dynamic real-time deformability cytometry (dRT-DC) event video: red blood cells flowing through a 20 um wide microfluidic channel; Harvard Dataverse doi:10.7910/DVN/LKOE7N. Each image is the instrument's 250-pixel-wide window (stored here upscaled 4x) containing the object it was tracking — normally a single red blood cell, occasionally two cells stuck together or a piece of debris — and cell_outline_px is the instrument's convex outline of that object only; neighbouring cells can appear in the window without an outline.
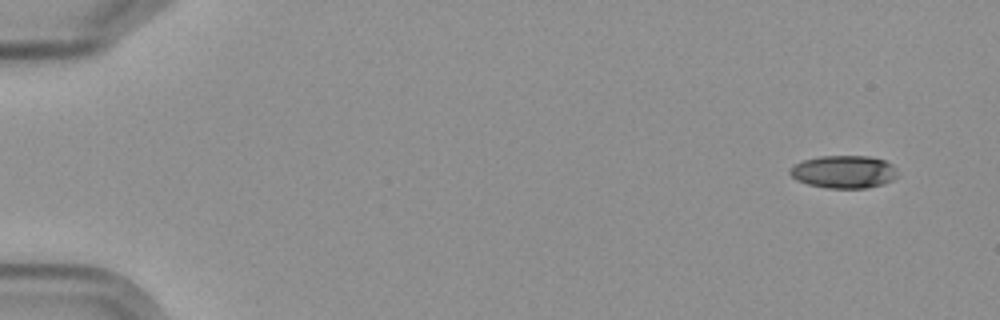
{"species": "Egyptian fruit bat (a non-hibernating species)", "species_latin": "Rousettus aegyptiacus", "temperature_condition": "cold", "stored_images_in_passage": 5, "camera_frame_rate_fps": 3000, "um_per_image_px": 0.085, "frame": {"image": 1, "passage_image": 1, "time_ms": 0.0, "image_size_px": [1000, 320], "cell_outline_px": [[896, 176], [892, 180], [880, 184], [864, 188], [828, 188], [808, 184], [796, 180], [788, 172], [788, 168], [804, 160], [820, 156], [868, 156], [884, 160], [892, 164], [896, 172]], "centroid_in_image_um": [71.68, 14.6], "position_along_channel_um": 13.3, "area_um2": 20.35}}
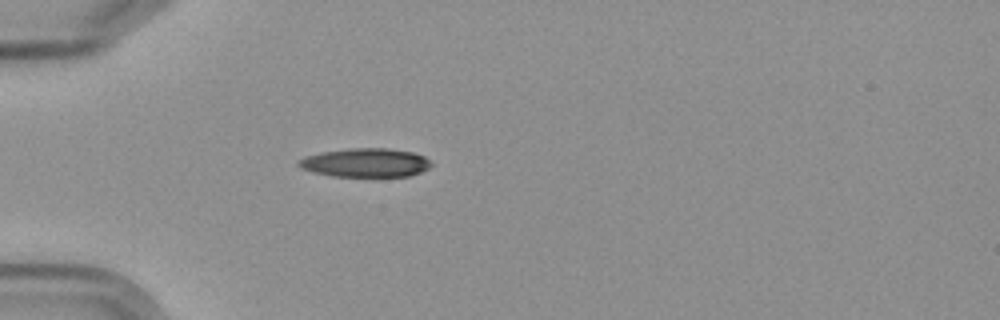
{"frame": {"image": 2, "passage_image": 5, "time_ms": 4.667, "image_size_px": [1000, 320], "cell_outline_px": [[432, 164], [428, 168], [420, 172], [408, 176], [332, 176], [312, 172], [300, 168], [296, 164], [296, 160], [304, 156], [320, 152], [352, 148], [384, 148], [412, 152], [424, 156]], "centroid_in_image_um": [30.99, 13.82], "position_along_channel_um": 54.0, "area_um2": 22.25}}